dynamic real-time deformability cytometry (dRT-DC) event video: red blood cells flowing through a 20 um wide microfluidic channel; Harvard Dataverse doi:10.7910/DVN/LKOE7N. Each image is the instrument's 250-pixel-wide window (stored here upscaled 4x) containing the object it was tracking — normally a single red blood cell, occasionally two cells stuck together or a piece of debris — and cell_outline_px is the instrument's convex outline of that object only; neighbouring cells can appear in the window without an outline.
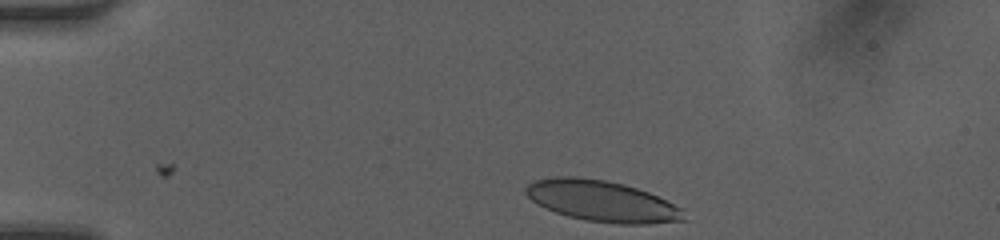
{"species": "human", "species_latin": "Homo sapiens", "temperature_condition": "room temperature", "stored_images_in_passage": 34, "camera_frame_rate_fps": 3000, "um_per_image_px": 0.085, "donor": {"sex": "female"}, "frame": {"image": 1, "passage_image": 1, "time_ms": 0.0, "image_size_px": [1000, 240], "cell_outline_px": [[688, 220], [648, 224], [620, 224], [584, 220], [568, 216], [544, 208], [536, 204], [524, 192], [524, 188], [532, 180], [560, 176], [576, 176], [604, 180], [624, 184], [648, 192], [680, 208]], "centroid_in_image_um": [51.12, 17.09], "position_along_channel_um": 33.9, "area_um2": 37.74}}
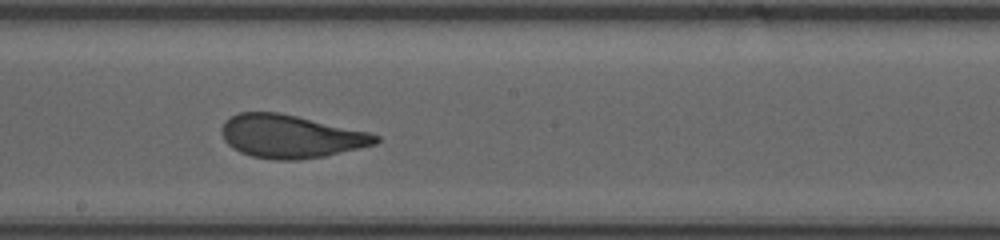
{"frame": {"image": 2, "passage_image": 19, "time_ms": 6.0, "image_size_px": [1000, 240], "cell_outline_px": [[380, 140], [376, 144], [324, 156], [296, 160], [276, 160], [252, 156], [240, 152], [232, 148], [224, 140], [220, 132], [220, 128], [224, 120], [228, 116], [240, 112], [276, 112], [296, 116], [368, 132], [380, 136]], "centroid_in_image_um": [24.64, 11.59], "position_along_channel_um": 223.6, "area_um2": 38.61}}
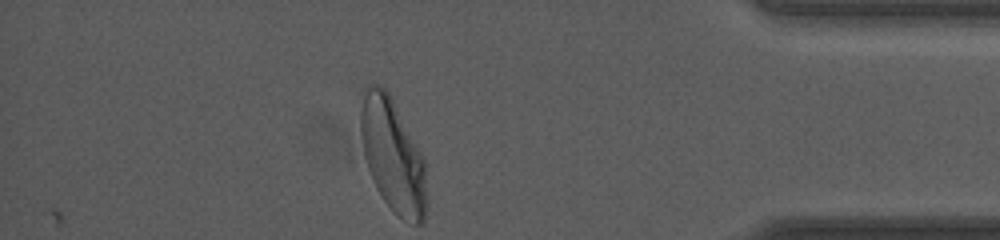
{"frame": {"image": 3, "passage_image": 34, "time_ms": 11.0, "image_size_px": [1000, 240], "cell_outline_px": [[428, 204], [424, 220], [420, 224], [412, 224], [404, 220], [384, 200], [372, 180], [364, 156], [360, 136], [360, 112], [364, 88], [368, 84], [380, 84], [388, 92], [420, 152], [424, 160], [428, 200]], "centroid_in_image_um": [33.38, 13.23], "position_along_channel_um": 401.8, "area_um2": 43.41}, "authors_computed_cell_mechanics": {"area_um2": 38.5526, "velocity_mm_per_s": 4.205, "shape_relaxation_time_tau1_ms": 5.4401, "shape_relaxation_time_tau2_ms": 0.874, "deformation_change_tau1": 0.2082, "deformation_change_tau2": 0.08}}